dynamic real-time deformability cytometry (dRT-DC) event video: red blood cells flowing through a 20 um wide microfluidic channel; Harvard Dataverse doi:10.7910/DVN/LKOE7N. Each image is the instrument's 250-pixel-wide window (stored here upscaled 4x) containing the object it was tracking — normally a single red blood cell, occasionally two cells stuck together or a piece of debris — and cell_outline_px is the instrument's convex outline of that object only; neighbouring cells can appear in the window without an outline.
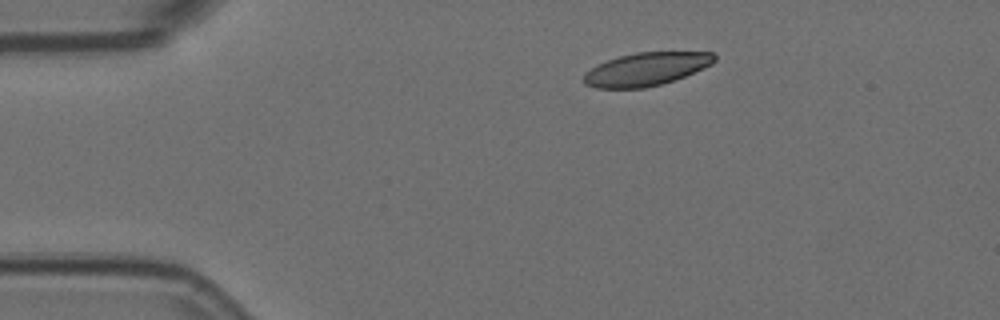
{"species": "Egyptian fruit bat (a non-hibernating species)", "species_latin": "Rousettus aegyptiacus", "temperature_condition": "room temperature", "stored_images_in_passage": 2, "camera_frame_rate_fps": 3000, "um_per_image_px": 0.085, "animal": {"sex": "female"}, "frame": {"image": 1, "passage_image": 1, "time_ms": 0.0, "image_size_px": [1000, 320], "cell_outline_px": [[716, 60], [712, 64], [704, 68], [676, 80], [644, 88], [596, 88], [584, 84], [584, 72], [596, 64], [620, 56], [636, 52], [712, 52], [716, 56]], "centroid_in_image_um": [54.92, 5.88], "position_along_channel_um": 30.1, "area_um2": 25.32}}